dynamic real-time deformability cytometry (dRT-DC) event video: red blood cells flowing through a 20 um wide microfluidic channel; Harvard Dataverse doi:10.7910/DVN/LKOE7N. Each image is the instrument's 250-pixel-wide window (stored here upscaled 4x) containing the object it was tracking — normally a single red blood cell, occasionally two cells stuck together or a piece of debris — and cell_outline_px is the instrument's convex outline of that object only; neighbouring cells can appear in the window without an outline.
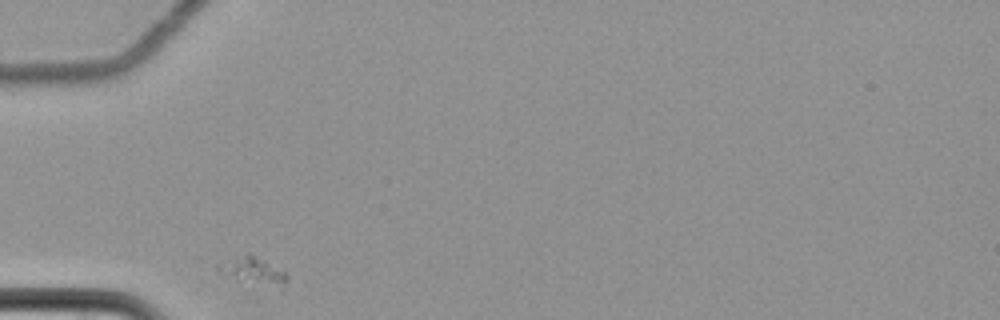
{"species": "common noctule bat (a hibernating species)", "species_latin": "Nyctalus noctula", "temperature_condition": "cold", "stored_images_in_passage": 3, "camera_frame_rate_fps": 3000, "um_per_image_px": 0.085, "animal": {"sex": "female", "body_mass_g": 22.7, "forearm_length_mm": 54.2}, "frame": {"image": 1, "passage_image": 1, "time_ms": 0.0, "image_size_px": [1000, 320], "cell_outline_px": [[288, 280], [284, 292], [236, 280], [224, 276], [216, 272], [216, 264], [248, 252], [264, 260], [284, 272], [288, 276]], "centroid_in_image_um": [21.55, 23.11], "position_along_channel_um": 63.5, "area_um2": 11.79}}
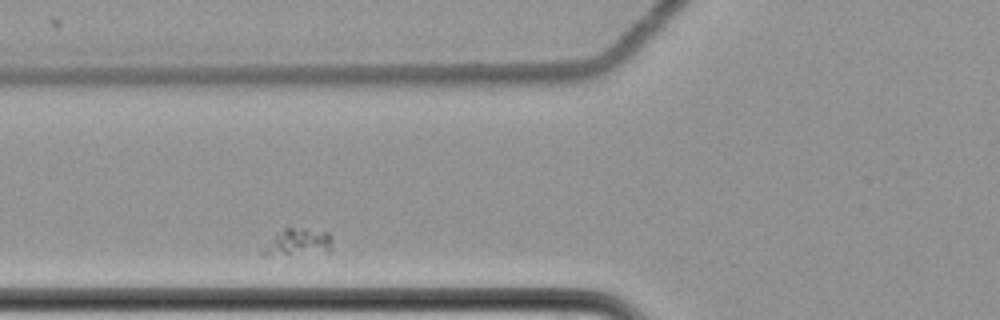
{"frame": {"image": 2, "passage_image": 2, "time_ms": 0.333, "image_size_px": [1000, 320], "cell_outline_px": [[332, 248], [328, 252], [268, 256], [264, 256], [260, 252], [284, 228], [304, 228], [328, 232], [332, 240]], "centroid_in_image_um": [25.38, 20.61], "position_along_channel_um": 100.4, "area_um2": 10.81}}
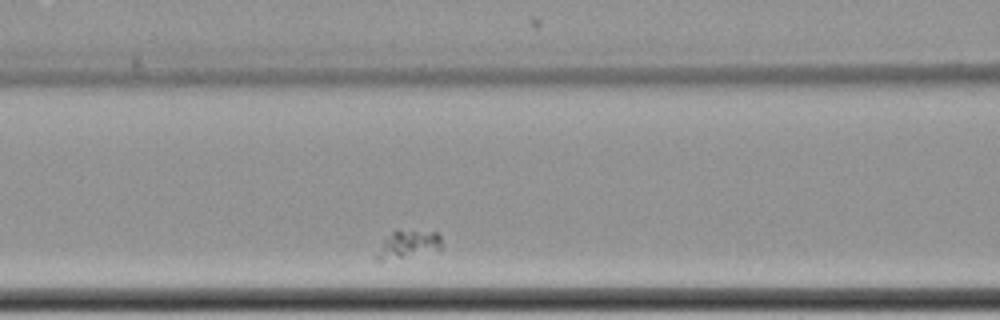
{"frame": {"image": 3, "passage_image": 3, "time_ms": 0.667, "image_size_px": [1000, 320], "cell_outline_px": [[440, 252], [380, 260], [376, 260], [372, 256], [384, 240], [396, 228], [436, 232], [440, 236]], "centroid_in_image_um": [34.68, 20.76], "position_along_channel_um": 131.9, "area_um2": 10.92}}